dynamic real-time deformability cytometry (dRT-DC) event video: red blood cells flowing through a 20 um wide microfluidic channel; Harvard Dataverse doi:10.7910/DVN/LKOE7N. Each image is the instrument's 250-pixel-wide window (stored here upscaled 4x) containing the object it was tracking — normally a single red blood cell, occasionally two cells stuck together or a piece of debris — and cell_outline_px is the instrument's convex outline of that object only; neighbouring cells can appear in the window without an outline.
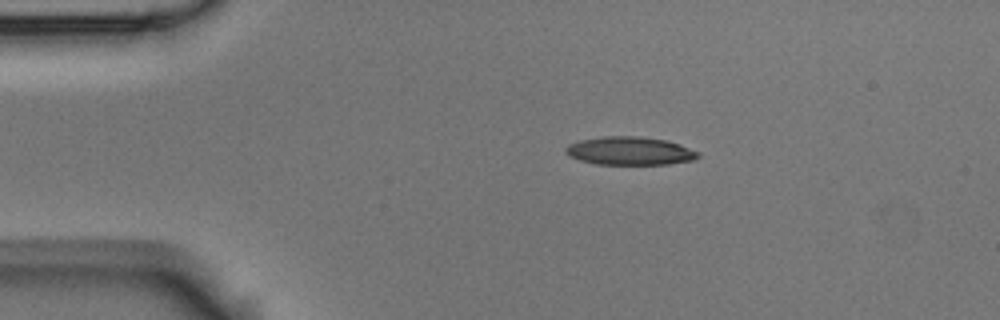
{"species": "Egyptian fruit bat (a non-hibernating species)", "species_latin": "Rousettus aegyptiacus", "temperature_condition": "room temperature", "stored_images_in_passage": 3, "camera_frame_rate_fps": 3000, "um_per_image_px": 0.085, "animal": {"sex": "male"}, "frame": {"image": 1, "passage_image": 2, "time_ms": 0.333, "image_size_px": [1000, 320], "cell_outline_px": [[700, 156], [696, 160], [668, 164], [596, 164], [580, 160], [568, 156], [564, 152], [564, 148], [568, 144], [580, 140], [604, 136], [640, 136], [668, 140], [680, 144], [700, 152]], "centroid_in_image_um": [53.55, 12.82], "position_along_channel_um": 31.4, "area_um2": 22.08}}